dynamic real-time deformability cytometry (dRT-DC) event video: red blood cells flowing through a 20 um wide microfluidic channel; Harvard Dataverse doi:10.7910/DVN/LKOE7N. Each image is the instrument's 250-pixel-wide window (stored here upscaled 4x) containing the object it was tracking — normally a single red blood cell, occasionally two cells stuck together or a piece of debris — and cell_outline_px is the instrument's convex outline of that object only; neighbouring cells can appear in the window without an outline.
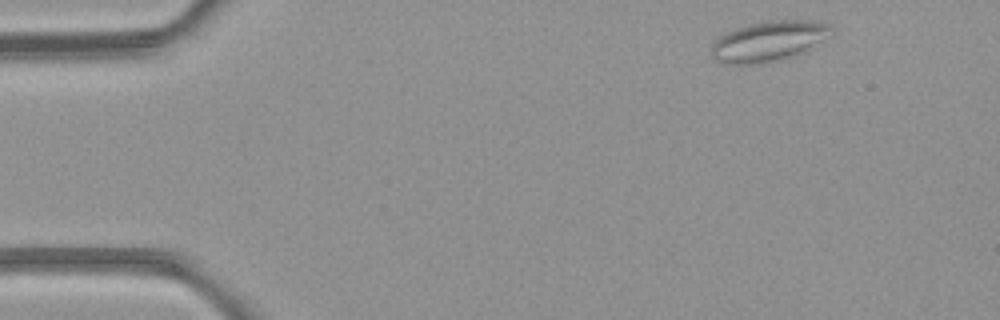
{"species": "common noctule bat (a hibernating species)", "species_latin": "Nyctalus noctula", "temperature_condition": "room temperature", "stored_images_in_passage": 6, "camera_frame_rate_fps": 3000, "um_per_image_px": 0.085, "animal": {"sex": "female", "body_mass_g": 21.9}, "frame": {"image": 1, "passage_image": 1, "time_ms": 0.0, "image_size_px": [1000, 320], "cell_outline_px": [[836, 32], [832, 36], [808, 52], [796, 56], [780, 60], [760, 64], [720, 64], [712, 56], [712, 40], [736, 28], [768, 20], [812, 20], [828, 24], [836, 28]], "centroid_in_image_um": [65.44, 3.51], "position_along_channel_um": 19.6, "area_um2": 29.07}}
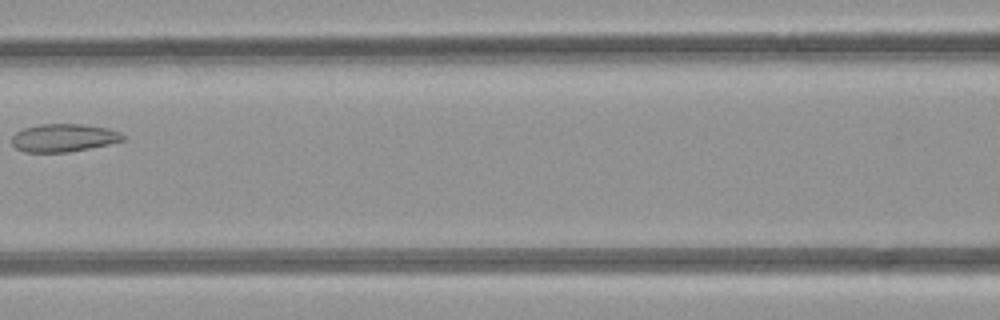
{"frame": {"image": 2, "passage_image": 6, "time_ms": 5.667, "image_size_px": [1000, 320], "cell_outline_px": [[124, 140], [108, 144], [68, 152], [24, 152], [16, 148], [12, 144], [12, 136], [16, 132], [24, 128], [36, 124], [84, 124], [108, 128], [120, 132], [124, 136]], "centroid_in_image_um": [5.39, 11.7], "position_along_channel_um": 161.2, "area_um2": 18.09}}